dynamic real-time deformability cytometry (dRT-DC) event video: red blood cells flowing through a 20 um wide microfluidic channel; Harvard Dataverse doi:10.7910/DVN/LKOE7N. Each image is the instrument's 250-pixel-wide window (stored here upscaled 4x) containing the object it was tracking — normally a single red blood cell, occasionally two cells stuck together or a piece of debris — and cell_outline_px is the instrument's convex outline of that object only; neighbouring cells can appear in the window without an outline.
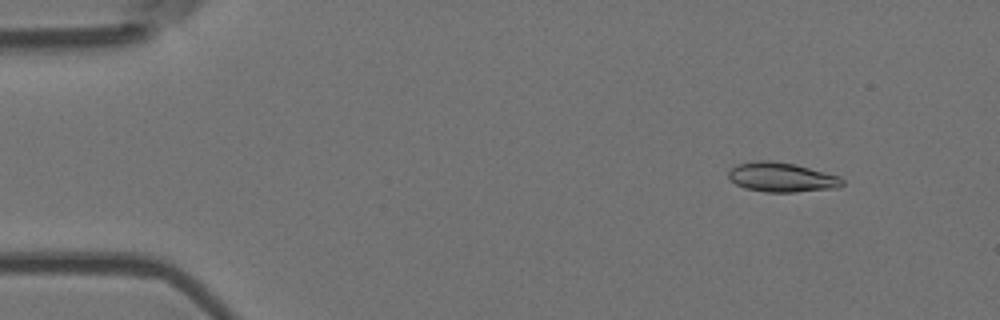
{"species": "Egyptian fruit bat (a non-hibernating species)", "species_latin": "Rousettus aegyptiacus", "temperature_condition": "room temperature", "stored_images_in_passage": 5, "camera_frame_rate_fps": 3000, "um_per_image_px": 0.085, "animal": {"sex": "female"}, "frame": {"image": 1, "passage_image": 2, "time_ms": 0.333, "image_size_px": [1000, 320], "cell_outline_px": [[844, 184], [840, 188], [796, 192], [764, 192], [744, 188], [736, 184], [728, 176], [728, 172], [736, 164], [756, 160], [772, 160], [796, 164], [840, 176], [844, 180]], "centroid_in_image_um": [66.47, 15.06], "position_along_channel_um": 18.5, "area_um2": 19.88}}